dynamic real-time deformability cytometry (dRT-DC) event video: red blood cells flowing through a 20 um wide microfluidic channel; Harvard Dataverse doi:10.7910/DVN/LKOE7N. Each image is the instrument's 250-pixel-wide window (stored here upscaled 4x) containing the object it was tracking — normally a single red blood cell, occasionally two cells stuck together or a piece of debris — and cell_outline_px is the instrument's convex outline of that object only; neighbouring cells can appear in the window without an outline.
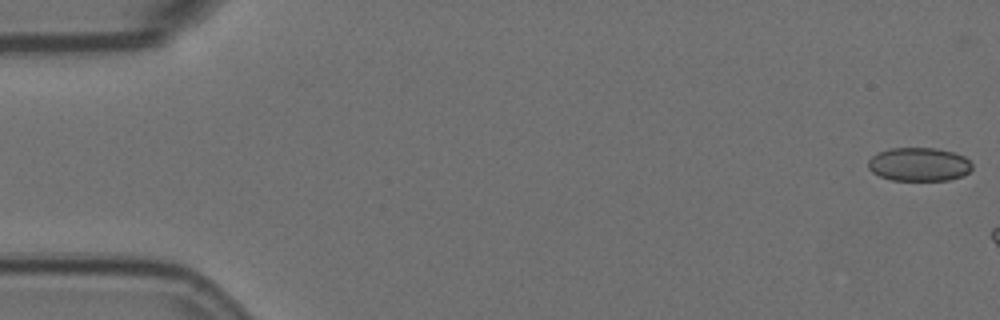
{"species": "Egyptian fruit bat (a non-hibernating species)", "species_latin": "Rousettus aegyptiacus", "temperature_condition": "room temperature", "stored_images_in_passage": 8, "camera_frame_rate_fps": 3000, "um_per_image_px": 0.085, "animal": {"sex": "female"}, "frame": {"image": 1, "passage_image": 1, "time_ms": 0.0, "image_size_px": [1000, 320], "cell_outline_px": [[972, 168], [964, 176], [948, 180], [892, 180], [880, 176], [872, 172], [868, 168], [868, 160], [872, 156], [880, 152], [892, 148], [936, 148], [952, 152], [964, 156], [972, 164]], "centroid_in_image_um": [78.12, 13.97], "position_along_channel_um": 6.9, "area_um2": 20.29}}